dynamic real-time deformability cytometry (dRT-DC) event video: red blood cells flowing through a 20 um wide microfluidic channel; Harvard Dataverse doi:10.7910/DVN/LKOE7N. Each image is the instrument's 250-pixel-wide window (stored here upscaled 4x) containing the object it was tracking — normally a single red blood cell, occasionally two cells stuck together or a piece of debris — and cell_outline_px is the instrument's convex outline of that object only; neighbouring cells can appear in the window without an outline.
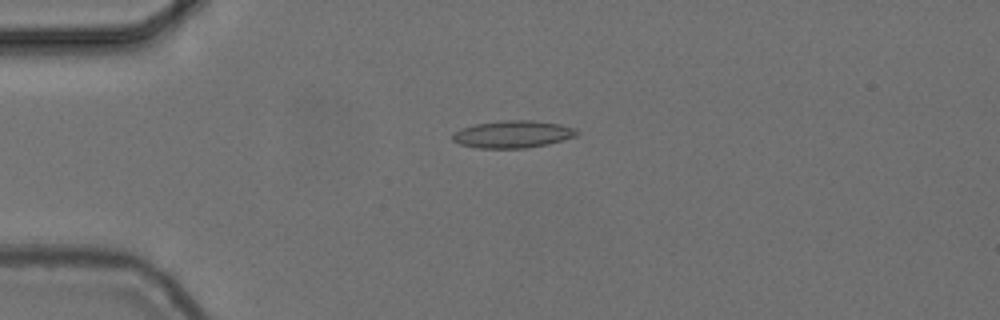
{"species": "common noctule bat (a hibernating species)", "species_latin": "Nyctalus noctula", "temperature_condition": "cold", "stored_images_in_passage": 20, "camera_frame_rate_fps": 3000, "um_per_image_px": 0.085, "animal": {"sex": "female", "body_mass_g": 24.6, "forearm_length_mm": 56.2}, "frame": {"image": 1, "passage_image": 14, "time_ms": 4.333, "image_size_px": [1000, 320], "cell_outline_px": [[580, 132], [576, 136], [564, 140], [548, 144], [528, 148], [480, 148], [460, 144], [452, 140], [452, 132], [460, 128], [476, 124], [504, 120], [532, 120], [560, 124], [576, 128]], "centroid_in_image_um": [43.6, 11.41], "position_along_channel_um": 41.4, "area_um2": 19.94}}
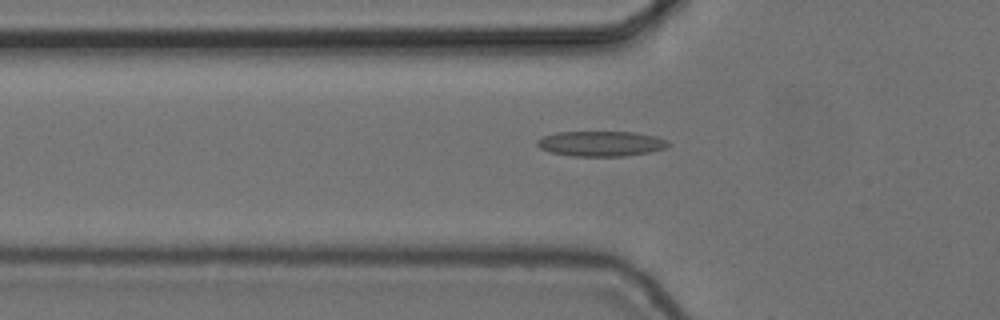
{"frame": {"image": 2, "passage_image": 19, "time_ms": 6.0, "image_size_px": [1000, 320], "cell_outline_px": [[672, 144], [668, 148], [652, 152], [624, 156], [572, 156], [548, 152], [540, 148], [536, 144], [536, 140], [544, 136], [556, 132], [636, 132], [656, 136], [668, 140]], "centroid_in_image_um": [51.13, 12.21], "position_along_channel_um": 74.7, "area_um2": 19.59}}